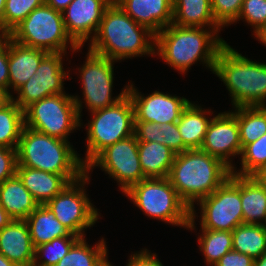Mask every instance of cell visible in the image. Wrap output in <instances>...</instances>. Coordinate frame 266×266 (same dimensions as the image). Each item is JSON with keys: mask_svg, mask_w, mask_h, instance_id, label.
I'll list each match as a JSON object with an SVG mask.
<instances>
[{"mask_svg": "<svg viewBox=\"0 0 266 266\" xmlns=\"http://www.w3.org/2000/svg\"><path fill=\"white\" fill-rule=\"evenodd\" d=\"M231 113L237 118L242 149L266 134V106H241Z\"/></svg>", "mask_w": 266, "mask_h": 266, "instance_id": "30", "label": "cell"}, {"mask_svg": "<svg viewBox=\"0 0 266 266\" xmlns=\"http://www.w3.org/2000/svg\"><path fill=\"white\" fill-rule=\"evenodd\" d=\"M203 109L191 101L181 113L177 126L184 143V151L200 149L204 142L208 126L212 120L208 114L212 115L213 111Z\"/></svg>", "mask_w": 266, "mask_h": 266, "instance_id": "23", "label": "cell"}, {"mask_svg": "<svg viewBox=\"0 0 266 266\" xmlns=\"http://www.w3.org/2000/svg\"><path fill=\"white\" fill-rule=\"evenodd\" d=\"M172 23L177 26L221 28L214 19L211 0H173Z\"/></svg>", "mask_w": 266, "mask_h": 266, "instance_id": "26", "label": "cell"}, {"mask_svg": "<svg viewBox=\"0 0 266 266\" xmlns=\"http://www.w3.org/2000/svg\"><path fill=\"white\" fill-rule=\"evenodd\" d=\"M12 94L7 89L0 87V109L5 107L11 100Z\"/></svg>", "mask_w": 266, "mask_h": 266, "instance_id": "44", "label": "cell"}, {"mask_svg": "<svg viewBox=\"0 0 266 266\" xmlns=\"http://www.w3.org/2000/svg\"><path fill=\"white\" fill-rule=\"evenodd\" d=\"M230 174L231 169L227 165L201 149L176 154L168 179L179 197L191 209L187 230L196 229V202L212 194Z\"/></svg>", "mask_w": 266, "mask_h": 266, "instance_id": "3", "label": "cell"}, {"mask_svg": "<svg viewBox=\"0 0 266 266\" xmlns=\"http://www.w3.org/2000/svg\"><path fill=\"white\" fill-rule=\"evenodd\" d=\"M34 247L51 242L54 238L77 236L60 223L51 209L39 205L26 219Z\"/></svg>", "mask_w": 266, "mask_h": 266, "instance_id": "24", "label": "cell"}, {"mask_svg": "<svg viewBox=\"0 0 266 266\" xmlns=\"http://www.w3.org/2000/svg\"><path fill=\"white\" fill-rule=\"evenodd\" d=\"M6 0H0V36H3V18Z\"/></svg>", "mask_w": 266, "mask_h": 266, "instance_id": "48", "label": "cell"}, {"mask_svg": "<svg viewBox=\"0 0 266 266\" xmlns=\"http://www.w3.org/2000/svg\"><path fill=\"white\" fill-rule=\"evenodd\" d=\"M0 266H16V265L10 260H8L3 254H0Z\"/></svg>", "mask_w": 266, "mask_h": 266, "instance_id": "50", "label": "cell"}, {"mask_svg": "<svg viewBox=\"0 0 266 266\" xmlns=\"http://www.w3.org/2000/svg\"><path fill=\"white\" fill-rule=\"evenodd\" d=\"M16 174L39 205H46L70 183L63 175L27 167H16Z\"/></svg>", "mask_w": 266, "mask_h": 266, "instance_id": "21", "label": "cell"}, {"mask_svg": "<svg viewBox=\"0 0 266 266\" xmlns=\"http://www.w3.org/2000/svg\"><path fill=\"white\" fill-rule=\"evenodd\" d=\"M244 0H211V8L216 23L221 27L237 23Z\"/></svg>", "mask_w": 266, "mask_h": 266, "instance_id": "38", "label": "cell"}, {"mask_svg": "<svg viewBox=\"0 0 266 266\" xmlns=\"http://www.w3.org/2000/svg\"><path fill=\"white\" fill-rule=\"evenodd\" d=\"M24 126V111L11 100L0 109V146L17 149Z\"/></svg>", "mask_w": 266, "mask_h": 266, "instance_id": "32", "label": "cell"}, {"mask_svg": "<svg viewBox=\"0 0 266 266\" xmlns=\"http://www.w3.org/2000/svg\"><path fill=\"white\" fill-rule=\"evenodd\" d=\"M157 254L144 248L141 251L132 253L129 256L126 266H163L162 262L157 258ZM113 266V265H112Z\"/></svg>", "mask_w": 266, "mask_h": 266, "instance_id": "41", "label": "cell"}, {"mask_svg": "<svg viewBox=\"0 0 266 266\" xmlns=\"http://www.w3.org/2000/svg\"><path fill=\"white\" fill-rule=\"evenodd\" d=\"M200 149L220 159L231 170L234 168L231 159L241 155L242 145L237 118L230 110L213 115Z\"/></svg>", "mask_w": 266, "mask_h": 266, "instance_id": "16", "label": "cell"}, {"mask_svg": "<svg viewBox=\"0 0 266 266\" xmlns=\"http://www.w3.org/2000/svg\"><path fill=\"white\" fill-rule=\"evenodd\" d=\"M254 37L260 42L262 43L264 46H266V25L259 30Z\"/></svg>", "mask_w": 266, "mask_h": 266, "instance_id": "47", "label": "cell"}, {"mask_svg": "<svg viewBox=\"0 0 266 266\" xmlns=\"http://www.w3.org/2000/svg\"><path fill=\"white\" fill-rule=\"evenodd\" d=\"M48 52L24 46L8 36L9 93H14L35 75Z\"/></svg>", "mask_w": 266, "mask_h": 266, "instance_id": "20", "label": "cell"}, {"mask_svg": "<svg viewBox=\"0 0 266 266\" xmlns=\"http://www.w3.org/2000/svg\"><path fill=\"white\" fill-rule=\"evenodd\" d=\"M198 235L199 250L205 257L206 265L214 266L230 250H233L232 232L201 229Z\"/></svg>", "mask_w": 266, "mask_h": 266, "instance_id": "33", "label": "cell"}, {"mask_svg": "<svg viewBox=\"0 0 266 266\" xmlns=\"http://www.w3.org/2000/svg\"><path fill=\"white\" fill-rule=\"evenodd\" d=\"M253 266H266V252L263 253L259 258L254 259Z\"/></svg>", "mask_w": 266, "mask_h": 266, "instance_id": "49", "label": "cell"}, {"mask_svg": "<svg viewBox=\"0 0 266 266\" xmlns=\"http://www.w3.org/2000/svg\"><path fill=\"white\" fill-rule=\"evenodd\" d=\"M200 206V227L232 232L243 224L241 176H230L210 195L197 202Z\"/></svg>", "mask_w": 266, "mask_h": 266, "instance_id": "10", "label": "cell"}, {"mask_svg": "<svg viewBox=\"0 0 266 266\" xmlns=\"http://www.w3.org/2000/svg\"><path fill=\"white\" fill-rule=\"evenodd\" d=\"M91 52L118 62L133 57L155 55V34L136 23L113 0L89 46Z\"/></svg>", "mask_w": 266, "mask_h": 266, "instance_id": "2", "label": "cell"}, {"mask_svg": "<svg viewBox=\"0 0 266 266\" xmlns=\"http://www.w3.org/2000/svg\"><path fill=\"white\" fill-rule=\"evenodd\" d=\"M8 36L19 44L48 53H68L69 44L72 52L82 49L67 34L62 12L45 3L34 9Z\"/></svg>", "mask_w": 266, "mask_h": 266, "instance_id": "8", "label": "cell"}, {"mask_svg": "<svg viewBox=\"0 0 266 266\" xmlns=\"http://www.w3.org/2000/svg\"><path fill=\"white\" fill-rule=\"evenodd\" d=\"M82 159L70 141L24 126L17 147V167L63 175L74 182L86 174Z\"/></svg>", "mask_w": 266, "mask_h": 266, "instance_id": "4", "label": "cell"}, {"mask_svg": "<svg viewBox=\"0 0 266 266\" xmlns=\"http://www.w3.org/2000/svg\"><path fill=\"white\" fill-rule=\"evenodd\" d=\"M240 20L252 26L255 35L266 25V0H244L237 18Z\"/></svg>", "mask_w": 266, "mask_h": 266, "instance_id": "37", "label": "cell"}, {"mask_svg": "<svg viewBox=\"0 0 266 266\" xmlns=\"http://www.w3.org/2000/svg\"><path fill=\"white\" fill-rule=\"evenodd\" d=\"M45 0H6L3 18V36L8 35L34 9L42 6Z\"/></svg>", "mask_w": 266, "mask_h": 266, "instance_id": "36", "label": "cell"}, {"mask_svg": "<svg viewBox=\"0 0 266 266\" xmlns=\"http://www.w3.org/2000/svg\"><path fill=\"white\" fill-rule=\"evenodd\" d=\"M104 240L102 237L98 243L90 246L84 237L80 238L55 266H112L108 261Z\"/></svg>", "mask_w": 266, "mask_h": 266, "instance_id": "29", "label": "cell"}, {"mask_svg": "<svg viewBox=\"0 0 266 266\" xmlns=\"http://www.w3.org/2000/svg\"><path fill=\"white\" fill-rule=\"evenodd\" d=\"M243 223L266 224V191L253 176H241Z\"/></svg>", "mask_w": 266, "mask_h": 266, "instance_id": "27", "label": "cell"}, {"mask_svg": "<svg viewBox=\"0 0 266 266\" xmlns=\"http://www.w3.org/2000/svg\"><path fill=\"white\" fill-rule=\"evenodd\" d=\"M233 250L259 258L266 252V226L240 224L232 231Z\"/></svg>", "mask_w": 266, "mask_h": 266, "instance_id": "31", "label": "cell"}, {"mask_svg": "<svg viewBox=\"0 0 266 266\" xmlns=\"http://www.w3.org/2000/svg\"><path fill=\"white\" fill-rule=\"evenodd\" d=\"M82 103L84 102L79 95L61 93L45 97L24 110L25 126L54 138L69 141L70 133L83 126Z\"/></svg>", "mask_w": 266, "mask_h": 266, "instance_id": "7", "label": "cell"}, {"mask_svg": "<svg viewBox=\"0 0 266 266\" xmlns=\"http://www.w3.org/2000/svg\"><path fill=\"white\" fill-rule=\"evenodd\" d=\"M241 169L231 170L232 174L240 176H253L258 170L266 166V134L255 142L247 144L241 152Z\"/></svg>", "mask_w": 266, "mask_h": 266, "instance_id": "35", "label": "cell"}, {"mask_svg": "<svg viewBox=\"0 0 266 266\" xmlns=\"http://www.w3.org/2000/svg\"><path fill=\"white\" fill-rule=\"evenodd\" d=\"M112 1L73 0L62 12L66 32L79 47L95 36L103 13Z\"/></svg>", "mask_w": 266, "mask_h": 266, "instance_id": "17", "label": "cell"}, {"mask_svg": "<svg viewBox=\"0 0 266 266\" xmlns=\"http://www.w3.org/2000/svg\"><path fill=\"white\" fill-rule=\"evenodd\" d=\"M136 23L157 35L173 22V0H114Z\"/></svg>", "mask_w": 266, "mask_h": 266, "instance_id": "18", "label": "cell"}, {"mask_svg": "<svg viewBox=\"0 0 266 266\" xmlns=\"http://www.w3.org/2000/svg\"><path fill=\"white\" fill-rule=\"evenodd\" d=\"M0 254L16 266H33L35 247L25 220H14L0 230Z\"/></svg>", "mask_w": 266, "mask_h": 266, "instance_id": "19", "label": "cell"}, {"mask_svg": "<svg viewBox=\"0 0 266 266\" xmlns=\"http://www.w3.org/2000/svg\"><path fill=\"white\" fill-rule=\"evenodd\" d=\"M127 86V94L134 107V121L154 122L160 125L177 123L182 111L190 103L183 96L170 95L157 90L145 96L138 92L133 83L128 82Z\"/></svg>", "mask_w": 266, "mask_h": 266, "instance_id": "15", "label": "cell"}, {"mask_svg": "<svg viewBox=\"0 0 266 266\" xmlns=\"http://www.w3.org/2000/svg\"><path fill=\"white\" fill-rule=\"evenodd\" d=\"M91 118L86 125L85 166L106 147L134 135V107L127 93L116 104L91 112Z\"/></svg>", "mask_w": 266, "mask_h": 266, "instance_id": "9", "label": "cell"}, {"mask_svg": "<svg viewBox=\"0 0 266 266\" xmlns=\"http://www.w3.org/2000/svg\"><path fill=\"white\" fill-rule=\"evenodd\" d=\"M0 87L9 91L8 35L0 36Z\"/></svg>", "mask_w": 266, "mask_h": 266, "instance_id": "40", "label": "cell"}, {"mask_svg": "<svg viewBox=\"0 0 266 266\" xmlns=\"http://www.w3.org/2000/svg\"><path fill=\"white\" fill-rule=\"evenodd\" d=\"M213 73L224 83L233 107L266 106V63L246 58L226 43Z\"/></svg>", "mask_w": 266, "mask_h": 266, "instance_id": "5", "label": "cell"}, {"mask_svg": "<svg viewBox=\"0 0 266 266\" xmlns=\"http://www.w3.org/2000/svg\"><path fill=\"white\" fill-rule=\"evenodd\" d=\"M0 205L14 220H25L39 206L17 174L0 184Z\"/></svg>", "mask_w": 266, "mask_h": 266, "instance_id": "22", "label": "cell"}, {"mask_svg": "<svg viewBox=\"0 0 266 266\" xmlns=\"http://www.w3.org/2000/svg\"><path fill=\"white\" fill-rule=\"evenodd\" d=\"M220 30L171 23L155 35V55L182 74L198 61L213 72L217 55L226 44L218 36Z\"/></svg>", "mask_w": 266, "mask_h": 266, "instance_id": "1", "label": "cell"}, {"mask_svg": "<svg viewBox=\"0 0 266 266\" xmlns=\"http://www.w3.org/2000/svg\"><path fill=\"white\" fill-rule=\"evenodd\" d=\"M253 177L258 181V183L266 191V170H258Z\"/></svg>", "mask_w": 266, "mask_h": 266, "instance_id": "46", "label": "cell"}, {"mask_svg": "<svg viewBox=\"0 0 266 266\" xmlns=\"http://www.w3.org/2000/svg\"><path fill=\"white\" fill-rule=\"evenodd\" d=\"M66 53H48L41 61L35 75L23 84L12 96V100L23 111L32 103L45 97L65 93V79H72L69 70L64 71L63 57Z\"/></svg>", "mask_w": 266, "mask_h": 266, "instance_id": "14", "label": "cell"}, {"mask_svg": "<svg viewBox=\"0 0 266 266\" xmlns=\"http://www.w3.org/2000/svg\"><path fill=\"white\" fill-rule=\"evenodd\" d=\"M140 166L146 178L168 177L176 153L158 142H138Z\"/></svg>", "mask_w": 266, "mask_h": 266, "instance_id": "25", "label": "cell"}, {"mask_svg": "<svg viewBox=\"0 0 266 266\" xmlns=\"http://www.w3.org/2000/svg\"><path fill=\"white\" fill-rule=\"evenodd\" d=\"M254 259L246 254L230 250L214 266H253Z\"/></svg>", "mask_w": 266, "mask_h": 266, "instance_id": "42", "label": "cell"}, {"mask_svg": "<svg viewBox=\"0 0 266 266\" xmlns=\"http://www.w3.org/2000/svg\"><path fill=\"white\" fill-rule=\"evenodd\" d=\"M17 149L0 146V184L16 174Z\"/></svg>", "mask_w": 266, "mask_h": 266, "instance_id": "39", "label": "cell"}, {"mask_svg": "<svg viewBox=\"0 0 266 266\" xmlns=\"http://www.w3.org/2000/svg\"><path fill=\"white\" fill-rule=\"evenodd\" d=\"M90 177L86 173L78 180L70 182L46 204L71 234L81 238L86 236L84 230L93 227L100 217V212L93 207L85 189V184L90 183Z\"/></svg>", "mask_w": 266, "mask_h": 266, "instance_id": "11", "label": "cell"}, {"mask_svg": "<svg viewBox=\"0 0 266 266\" xmlns=\"http://www.w3.org/2000/svg\"><path fill=\"white\" fill-rule=\"evenodd\" d=\"M96 166L117 181L122 193H126L133 185L146 178L140 166L138 141L134 135L102 150L86 166V173Z\"/></svg>", "mask_w": 266, "mask_h": 266, "instance_id": "12", "label": "cell"}, {"mask_svg": "<svg viewBox=\"0 0 266 266\" xmlns=\"http://www.w3.org/2000/svg\"><path fill=\"white\" fill-rule=\"evenodd\" d=\"M80 238L64 236L35 247L33 266H55Z\"/></svg>", "mask_w": 266, "mask_h": 266, "instance_id": "34", "label": "cell"}, {"mask_svg": "<svg viewBox=\"0 0 266 266\" xmlns=\"http://www.w3.org/2000/svg\"><path fill=\"white\" fill-rule=\"evenodd\" d=\"M72 1L73 0H45V4L56 11L63 12Z\"/></svg>", "mask_w": 266, "mask_h": 266, "instance_id": "43", "label": "cell"}, {"mask_svg": "<svg viewBox=\"0 0 266 266\" xmlns=\"http://www.w3.org/2000/svg\"><path fill=\"white\" fill-rule=\"evenodd\" d=\"M114 62L88 50L86 60L79 69L84 104L94 112L116 104L127 93V85L118 96H112Z\"/></svg>", "mask_w": 266, "mask_h": 266, "instance_id": "13", "label": "cell"}, {"mask_svg": "<svg viewBox=\"0 0 266 266\" xmlns=\"http://www.w3.org/2000/svg\"><path fill=\"white\" fill-rule=\"evenodd\" d=\"M124 194L146 216L188 228L191 209L179 197L168 177L145 178Z\"/></svg>", "mask_w": 266, "mask_h": 266, "instance_id": "6", "label": "cell"}, {"mask_svg": "<svg viewBox=\"0 0 266 266\" xmlns=\"http://www.w3.org/2000/svg\"><path fill=\"white\" fill-rule=\"evenodd\" d=\"M12 221V218L7 214L4 208L0 205V230L7 226Z\"/></svg>", "mask_w": 266, "mask_h": 266, "instance_id": "45", "label": "cell"}, {"mask_svg": "<svg viewBox=\"0 0 266 266\" xmlns=\"http://www.w3.org/2000/svg\"><path fill=\"white\" fill-rule=\"evenodd\" d=\"M134 136L138 142H158L176 154L184 152V143L177 123L157 124L154 122L134 121Z\"/></svg>", "mask_w": 266, "mask_h": 266, "instance_id": "28", "label": "cell"}]
</instances>
